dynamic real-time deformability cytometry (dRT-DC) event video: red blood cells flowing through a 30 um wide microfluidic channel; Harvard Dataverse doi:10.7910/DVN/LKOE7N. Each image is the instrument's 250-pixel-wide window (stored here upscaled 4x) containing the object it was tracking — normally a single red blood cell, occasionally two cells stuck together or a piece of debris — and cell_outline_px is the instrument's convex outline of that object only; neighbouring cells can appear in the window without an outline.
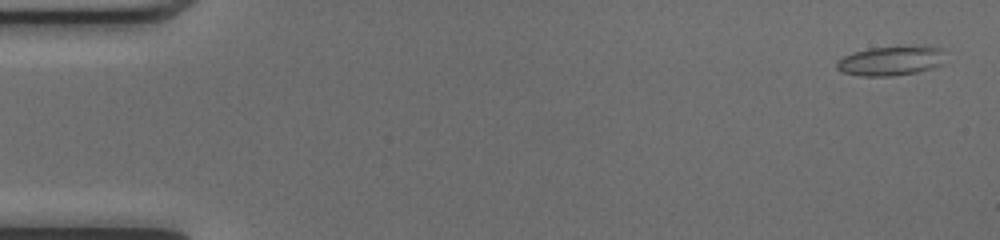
{"species": "common noctule bat (a hibernating species)", "species_latin": "Nyctalus noctula", "temperature_condition": "cold", "stored_images_in_passage": 51, "camera_frame_rate_fps": 3000, "um_per_image_px": 0.085, "animal": {"sex": "female", "body_mass_g": 17.0, "forearm_length_mm": 48.0}, "frame": {"image": 1, "passage_image": 2, "time_ms": 0.333, "image_size_px": [1000, 240], "cell_outline_px": [[944, 64], [932, 68], [916, 72], [892, 76], [860, 76], [844, 72], [836, 68], [836, 60], [852, 52], [868, 48], [940, 48]], "centroid_in_image_um": [75.62, 5.21], "position_along_channel_um": 9.4, "area_um2": 17.98}}
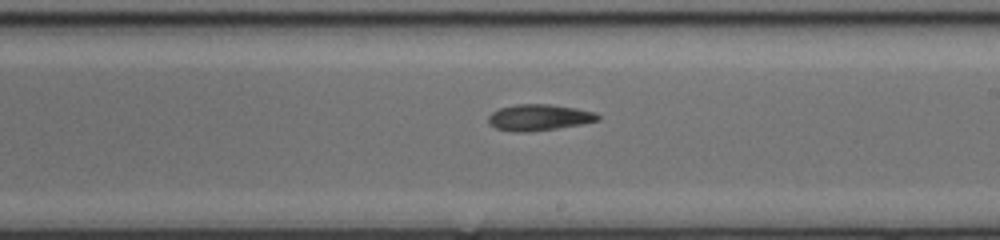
{"frame": {"image": 2, "passage_image": 30, "time_ms": 9.667, "image_size_px": [1000, 240], "cell_outline_px": [[600, 120], [580, 124], [556, 128], [528, 132], [516, 132], [496, 128], [488, 124], [488, 116], [492, 112], [500, 108], [516, 104], [548, 104], [576, 108], [596, 112], [600, 116]], "centroid_in_image_um": [45.8, 9.98], "position_along_channel_um": 243.2, "area_um2": 16.7}}
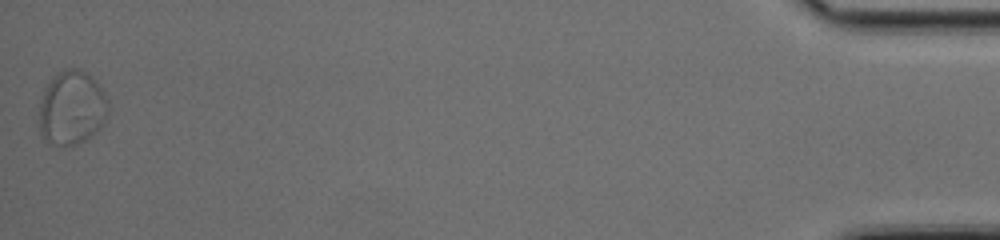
{"frame": {"image": 3, "passage_image": 51, "time_ms": 16.667, "image_size_px": [1000, 240], "cell_outline_px": [[108, 116], [104, 124], [96, 132], [84, 140], [76, 144], [64, 148], [48, 144], [40, 136], [40, 100], [44, 88], [52, 76], [64, 68], [80, 68], [100, 88], [108, 100]], "centroid_in_image_um": [6.07, 9.21], "position_along_channel_um": 429.1, "area_um2": 30.23}, "authors_computed_cell_mechanics": {"area_um2": 17.2822, "velocity_mm_per_s": 4.0636, "shape_relaxation_time_tau1_ms": null, "shape_relaxation_time_tau2_ms": 10.029, "deformation_change_tau1": null, "deformation_change_tau2": 0.1828}}